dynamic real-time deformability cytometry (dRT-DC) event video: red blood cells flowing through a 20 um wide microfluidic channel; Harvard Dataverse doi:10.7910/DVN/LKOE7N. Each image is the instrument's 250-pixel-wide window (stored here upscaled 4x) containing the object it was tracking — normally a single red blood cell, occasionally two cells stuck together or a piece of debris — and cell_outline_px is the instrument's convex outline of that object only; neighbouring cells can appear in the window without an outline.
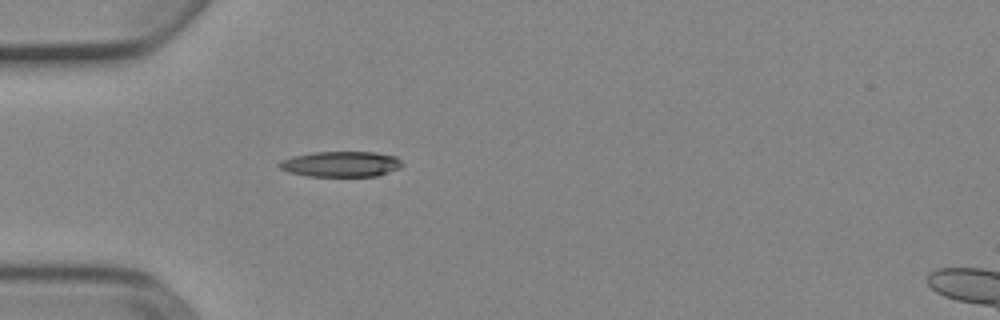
{"species": "Egyptian fruit bat (a non-hibernating species)", "species_latin": "Rousettus aegyptiacus", "temperature_condition": "cold", "stored_images_in_passage": 4, "camera_frame_rate_fps": 3000, "um_per_image_px": 0.085, "animal": {"sex": "female"}, "frame": {"image": 1, "passage_image": 4, "time_ms": 1.0, "image_size_px": [1000, 320], "cell_outline_px": [[404, 164], [400, 168], [376, 176], [308, 176], [288, 172], [280, 168], [276, 164], [280, 160], [292, 156], [316, 152], [376, 152], [396, 156]], "centroid_in_image_um": [28.97, 13.94], "position_along_channel_um": 56.0, "area_um2": 18.38}}